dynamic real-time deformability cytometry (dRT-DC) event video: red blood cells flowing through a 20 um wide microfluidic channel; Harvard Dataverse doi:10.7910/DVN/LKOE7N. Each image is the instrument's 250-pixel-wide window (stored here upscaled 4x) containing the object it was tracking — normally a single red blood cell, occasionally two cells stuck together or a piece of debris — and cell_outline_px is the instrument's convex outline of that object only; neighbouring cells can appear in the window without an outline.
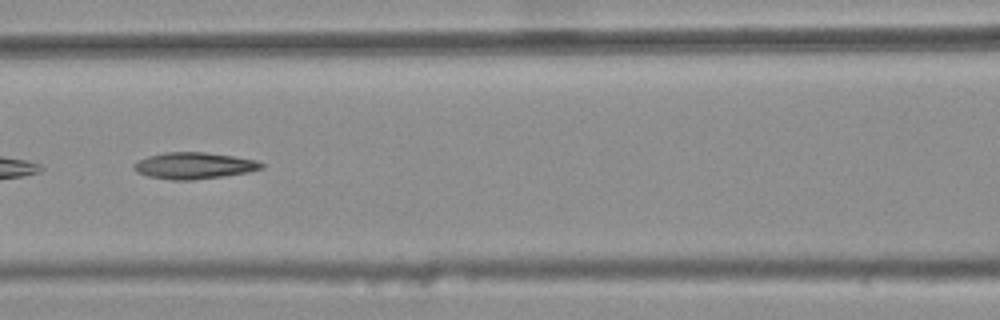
{"species": "common noctule bat (a hibernating species)", "species_latin": "Nyctalus noctula", "temperature_condition": "warm", "stored_images_in_passage": 33, "camera_frame_rate_fps": 3000, "um_per_image_px": 0.085, "animal": {"sex": "female", "body_mass_g": 25.1}, "frame": {"image": 1, "passage_image": 10, "time_ms": 3.0, "image_size_px": [1000, 320], "cell_outline_px": [[264, 168], [248, 172], [224, 176], [192, 180], [172, 180], [148, 176], [136, 172], [132, 168], [132, 164], [148, 156], [164, 152], [204, 152], [232, 156], [256, 160], [264, 164]], "centroid_in_image_um": [16.47, 14.08], "position_along_channel_um": 150.1, "area_um2": 19.71}, "authors_computed_cell_mechanics": {"area_um2": 19.652, "velocity_mm_per_s": 3.7309, "shape_relaxation_time_tau1_ms": null, "shape_relaxation_time_tau2_ms": 8.8276, "deformation_change_tau1": null, "deformation_change_tau2": 0.2456}}